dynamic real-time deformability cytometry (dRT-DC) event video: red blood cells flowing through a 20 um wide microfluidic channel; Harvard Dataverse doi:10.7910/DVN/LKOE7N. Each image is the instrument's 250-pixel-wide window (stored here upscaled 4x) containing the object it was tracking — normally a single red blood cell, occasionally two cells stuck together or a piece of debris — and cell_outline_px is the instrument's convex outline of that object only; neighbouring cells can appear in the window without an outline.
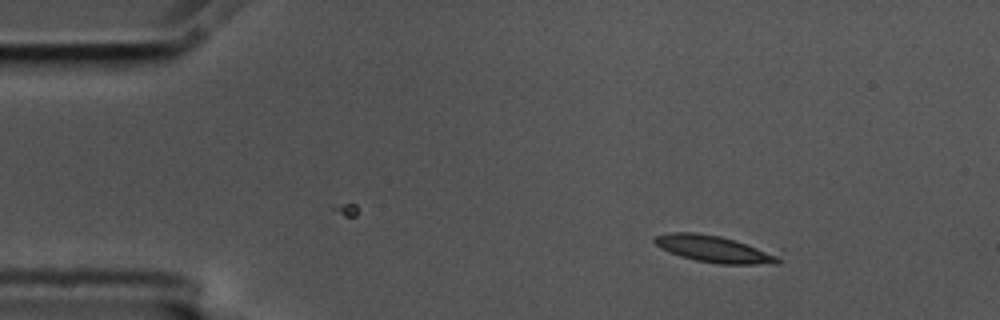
{"species": "common noctule bat (a hibernating species)", "species_latin": "Nyctalus noctula", "temperature_condition": "cold", "stored_images_in_passage": 43, "camera_frame_rate_fps": 3000, "um_per_image_px": 0.085, "animal": {"sex": "male", "body_mass_g": 17.5, "forearm_length_mm": 52.3}, "frame": {"image": 1, "passage_image": 1, "time_ms": 0.0, "image_size_px": [1000, 320], "cell_outline_px": [[784, 248], [780, 264], [720, 264], [696, 260], [680, 256], [660, 248], [652, 240], [656, 236], [672, 232], [696, 232], [720, 236]], "centroid_in_image_um": [61.06, 21.16], "position_along_channel_um": 23.9, "area_um2": 20.98}}
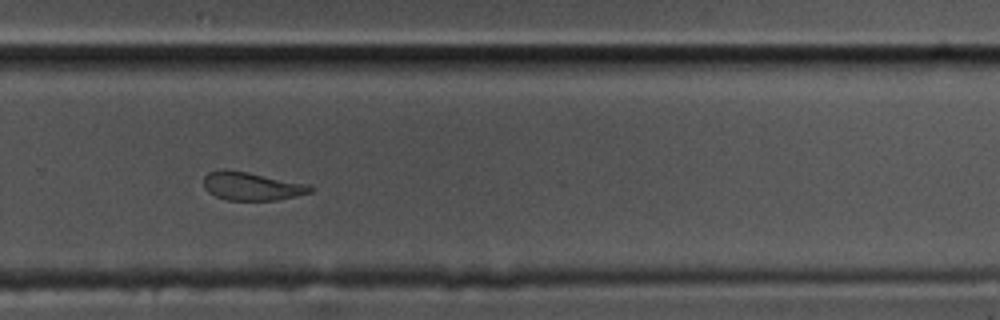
{"frame": {"image": 2, "passage_image": 31, "time_ms": 10.0, "image_size_px": [1000, 320], "cell_outline_px": [[316, 188], [312, 192], [296, 196], [276, 200], [228, 200], [216, 196], [208, 192], [204, 188], [204, 176], [208, 172], [224, 168], [228, 168], [308, 184]], "centroid_in_image_um": [21.39, 15.81], "position_along_channel_um": 308.4, "area_um2": 17.74}}
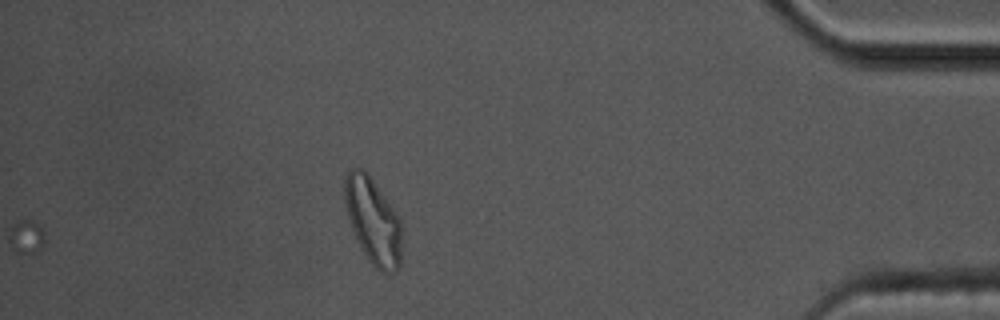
{"frame": {"image": 3, "passage_image": 43, "time_ms": 14.0, "image_size_px": [1000, 320], "cell_outline_px": [[400, 264], [396, 268], [388, 272], [380, 272], [368, 260], [352, 228], [348, 216], [344, 200], [344, 180], [348, 172], [352, 168], [360, 168], [372, 180], [396, 212], [400, 220]], "centroid_in_image_um": [31.68, 18.77], "position_along_channel_um": 403.5, "area_um2": 27.69}, "authors_computed_cell_mechanics": {"area_um2": 18.1492, "velocity_mm_per_s": 3.526, "shape_relaxation_time_tau1_ms": 4.4187, "shape_relaxation_time_tau2_ms": 7.415, "deformation_change_tau1": 0.1809, "deformation_change_tau2": 0.1379}}